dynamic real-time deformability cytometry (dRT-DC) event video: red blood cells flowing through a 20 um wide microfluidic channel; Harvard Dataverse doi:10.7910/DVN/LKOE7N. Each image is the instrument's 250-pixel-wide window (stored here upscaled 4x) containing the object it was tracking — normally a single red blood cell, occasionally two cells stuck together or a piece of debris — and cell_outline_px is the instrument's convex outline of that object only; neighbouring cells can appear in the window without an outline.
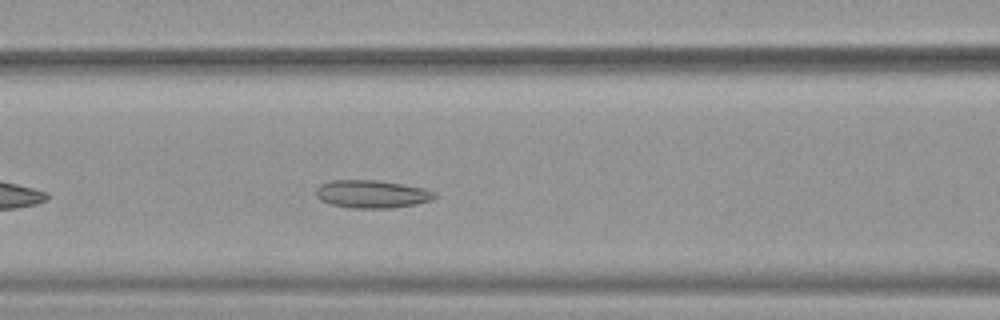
{"species": "common noctule bat (a hibernating species)", "species_latin": "Nyctalus noctula", "temperature_condition": "warm", "stored_images_in_passage": 30, "camera_frame_rate_fps": 3000, "um_per_image_px": 0.085, "animal": {"sex": "female", "body_mass_g": 19.9}, "frame": {"image": 1, "passage_image": 9, "time_ms": 2.667, "image_size_px": [1000, 320], "cell_outline_px": [[436, 196], [432, 200], [416, 204], [392, 208], [352, 208], [332, 204], [320, 200], [316, 196], [316, 188], [320, 184], [332, 180], [376, 180], [424, 188], [436, 192]], "centroid_in_image_um": [31.61, 16.49], "position_along_channel_um": 135.0, "area_um2": 19.25}}
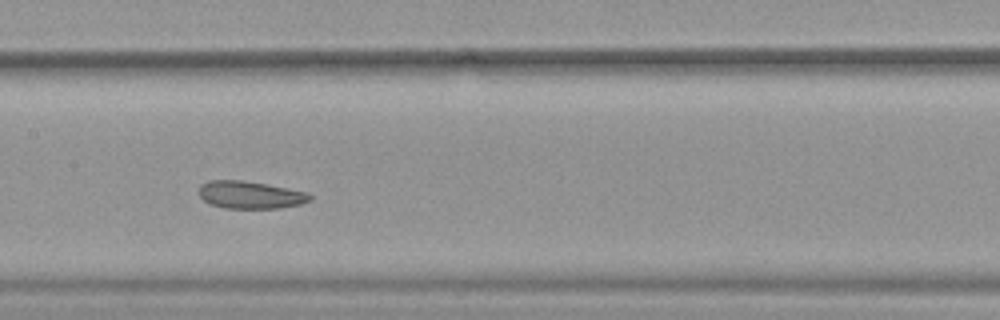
{"frame": {"image": 2, "passage_image": 13, "time_ms": 4.0, "image_size_px": [1000, 320], "cell_outline_px": [[312, 200], [300, 204], [280, 208], [224, 208], [212, 204], [204, 200], [196, 192], [200, 184], [208, 180], [244, 180], [268, 184], [308, 192], [312, 196]], "centroid_in_image_um": [21.26, 16.55], "position_along_channel_um": 186.1, "area_um2": 18.03}, "authors_computed_cell_mechanics": {"area_um2": 18.6694, "velocity_mm_per_s": 3.8463, "shape_relaxation_time_tau1_ms": null, "shape_relaxation_time_tau2_ms": 3.571, "deformation_change_tau1": null, "deformation_change_tau2": 0.0967}}